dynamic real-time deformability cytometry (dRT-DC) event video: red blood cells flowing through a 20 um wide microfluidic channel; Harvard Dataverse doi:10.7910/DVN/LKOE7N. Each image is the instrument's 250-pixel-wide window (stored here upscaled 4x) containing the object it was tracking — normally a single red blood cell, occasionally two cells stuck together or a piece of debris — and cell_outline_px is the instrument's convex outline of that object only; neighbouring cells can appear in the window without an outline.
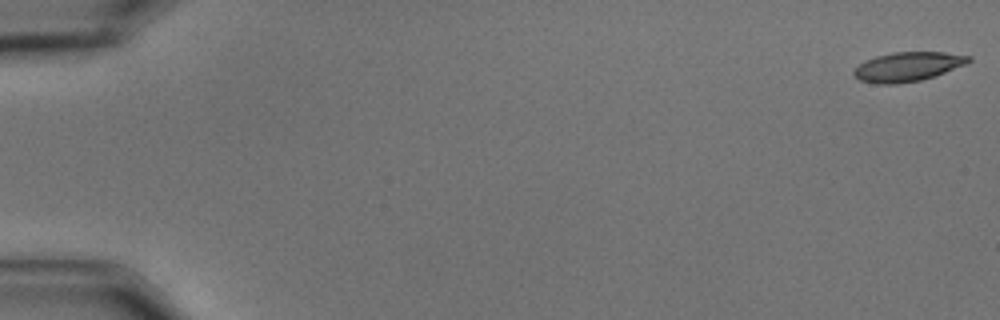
{"species": "common noctule bat (a hibernating species)", "species_latin": "Nyctalus noctula", "temperature_condition": "cold", "stored_images_in_passage": 58, "camera_frame_rate_fps": 3000, "um_per_image_px": 0.085, "animal": {"sex": "male", "body_mass_g": 15.6}, "frame": {"image": 1, "passage_image": 1, "time_ms": 0.0, "image_size_px": [1000, 320], "cell_outline_px": [[972, 60], [964, 64], [936, 76], [920, 80], [896, 84], [880, 84], [860, 80], [852, 76], [852, 72], [864, 60], [876, 56], [892, 52], [944, 52], [972, 56]], "centroid_in_image_um": [77.14, 5.66], "position_along_channel_um": 7.9, "area_um2": 19.59}}
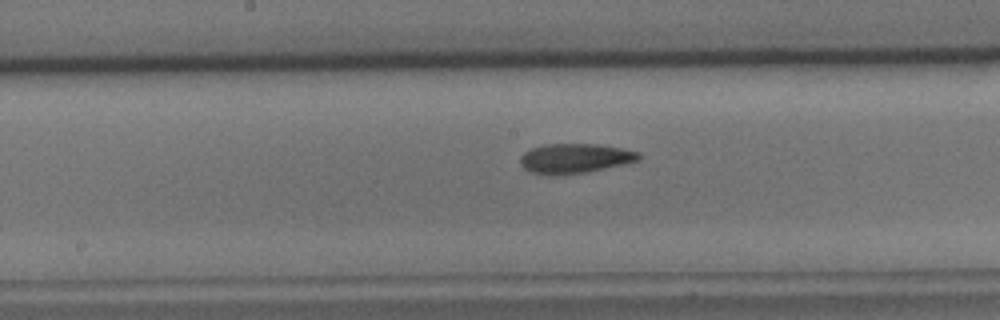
{"frame": {"image": 2, "passage_image": 31, "time_ms": 10.0, "image_size_px": [1000, 320], "cell_outline_px": [[640, 160], [584, 172], [532, 172], [524, 168], [520, 164], [520, 156], [524, 152], [532, 148], [544, 144], [596, 144], [620, 148], [640, 152]], "centroid_in_image_um": [48.88, 13.41], "position_along_channel_um": 199.3, "area_um2": 19.54}}
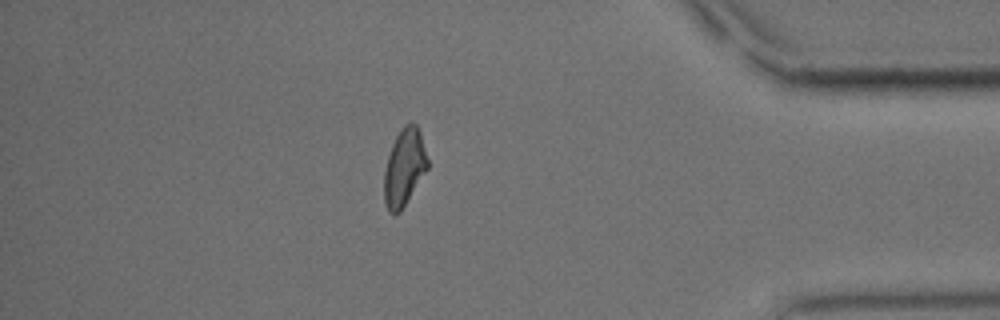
{"frame": {"image": 3, "passage_image": 51, "time_ms": 16.667, "image_size_px": [1000, 320], "cell_outline_px": [[428, 168], [400, 212], [396, 216], [392, 216], [388, 212], [384, 200], [384, 172], [388, 156], [392, 144], [396, 136], [404, 124], [416, 124], [420, 132], [428, 160]], "centroid_in_image_um": [34.35, 14.28], "position_along_channel_um": 400.9, "area_um2": 19.48}, "authors_computed_cell_mechanics": {"area_um2": 20.1144, "velocity_mm_per_s": 3.4854, "shape_relaxation_time_tau1_ms": 9.2399, "shape_relaxation_time_tau2_ms": 5.7122, "deformation_change_tau1": 0.1883, "deformation_change_tau2": 0.1348}}